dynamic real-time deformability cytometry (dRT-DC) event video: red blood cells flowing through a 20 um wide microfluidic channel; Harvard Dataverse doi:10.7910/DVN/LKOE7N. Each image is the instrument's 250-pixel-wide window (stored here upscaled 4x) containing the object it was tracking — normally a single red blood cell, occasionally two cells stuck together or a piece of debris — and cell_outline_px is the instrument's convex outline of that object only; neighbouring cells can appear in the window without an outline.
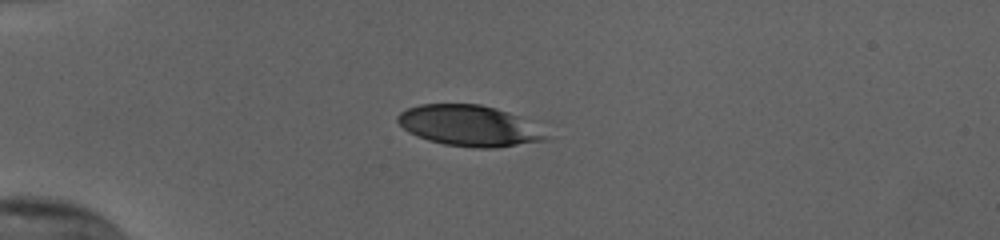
{"species": "human", "species_latin": "Homo sapiens", "temperature_condition": "cold", "stored_images_in_passage": 40, "camera_frame_rate_fps": 3000, "um_per_image_px": 0.085, "donor": {"sex": "female"}, "frame": {"image": 1, "passage_image": 1, "time_ms": 0.0, "image_size_px": [1000, 240], "cell_outline_px": [[552, 136], [548, 140], [496, 148], [476, 148], [444, 144], [428, 140], [416, 136], [408, 132], [396, 120], [396, 116], [400, 112], [408, 108], [420, 104], [480, 104], [496, 108], [508, 112], [516, 116]], "centroid_in_image_um": [39.86, 10.7], "position_along_channel_um": 45.1, "area_um2": 35.2}}
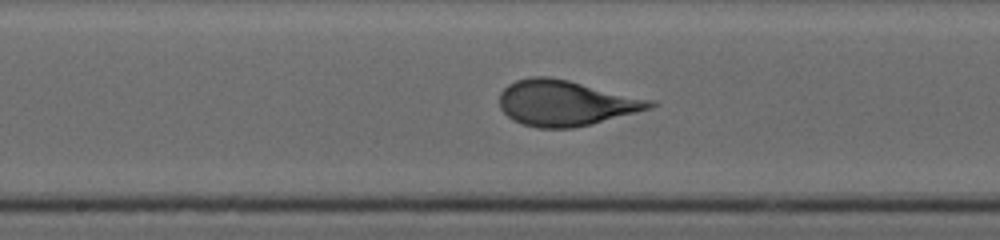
{"frame": {"image": 2, "passage_image": 16, "time_ms": 5.0, "image_size_px": [1000, 240], "cell_outline_px": [[660, 104], [652, 108], [592, 124], [572, 128], [536, 128], [512, 120], [500, 108], [500, 92], [508, 84], [516, 80], [532, 76], [548, 76], [568, 80], [656, 100]], "centroid_in_image_um": [48.12, 8.75], "position_along_channel_um": 200.1, "area_um2": 40.23}}
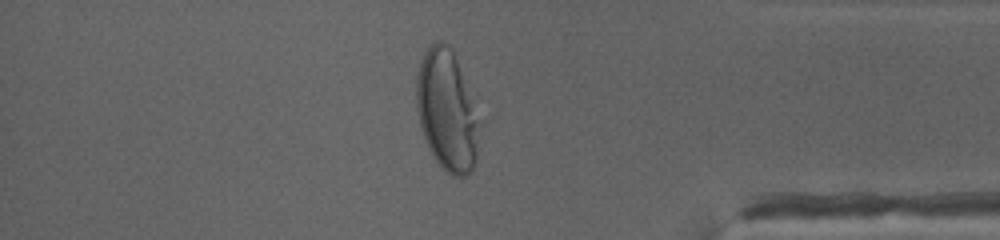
{"frame": {"image": 3, "passage_image": 33, "time_ms": 10.667, "image_size_px": [1000, 240], "cell_outline_px": [[484, 124], [476, 160], [468, 176], [452, 176], [436, 160], [420, 128], [416, 104], [416, 76], [420, 60], [424, 52], [436, 40], [440, 40], [448, 44], [452, 48], [484, 120]], "centroid_in_image_um": [38.07, 9.37], "position_along_channel_um": 397.1, "area_um2": 45.78}}